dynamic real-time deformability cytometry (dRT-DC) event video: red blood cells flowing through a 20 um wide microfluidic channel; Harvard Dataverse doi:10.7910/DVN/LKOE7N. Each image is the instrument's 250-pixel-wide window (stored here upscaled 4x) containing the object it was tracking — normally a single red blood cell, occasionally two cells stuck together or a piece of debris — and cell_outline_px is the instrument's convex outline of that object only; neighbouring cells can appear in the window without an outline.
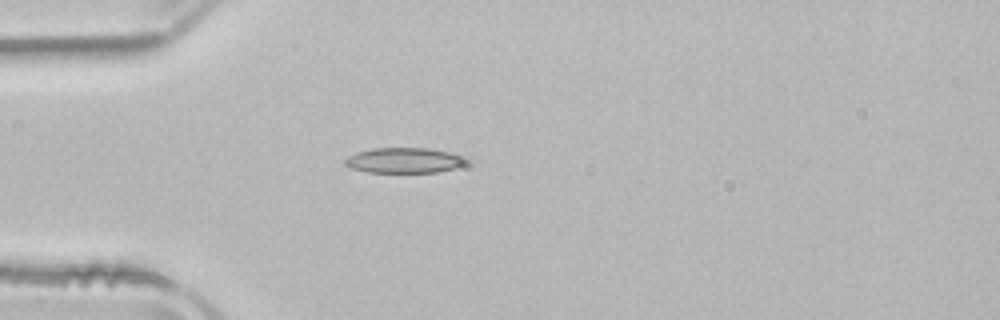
{"species": "common noctule bat (a hibernating species)", "species_latin": "Nyctalus noctula", "temperature_condition": "room temperature", "stored_images_in_passage": 3, "camera_frame_rate_fps": 3000, "um_per_image_px": 0.085, "animal": {"sex": "male", "body_mass_g": 21.5, "forearm_length_mm": 52.0}, "frame": {"image": 1, "passage_image": 3, "time_ms": 2.333, "image_size_px": [1000, 320], "cell_outline_px": [[472, 160], [456, 168], [436, 172], [368, 172], [352, 168], [344, 164], [344, 160], [348, 156], [356, 152], [372, 148], [428, 148], [460, 152], [468, 156]], "centroid_in_image_um": [34.49, 13.61], "position_along_channel_um": 50.5, "area_um2": 18.44}}